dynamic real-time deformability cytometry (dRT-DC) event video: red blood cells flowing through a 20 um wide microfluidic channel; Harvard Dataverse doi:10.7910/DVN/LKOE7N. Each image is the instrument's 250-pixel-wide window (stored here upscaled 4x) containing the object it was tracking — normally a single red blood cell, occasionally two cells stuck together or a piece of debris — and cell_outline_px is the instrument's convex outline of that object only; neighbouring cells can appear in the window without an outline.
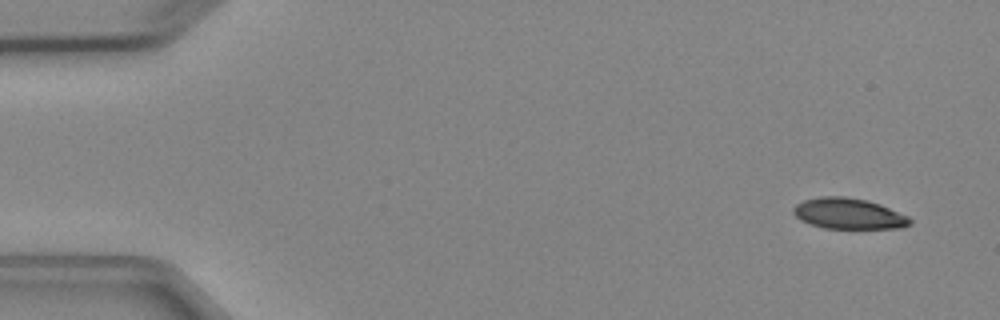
{"species": "Egyptian fruit bat (a non-hibernating species)", "species_latin": "Rousettus aegyptiacus", "temperature_condition": "cold", "stored_images_in_passage": 7, "camera_frame_rate_fps": 3000, "um_per_image_px": 0.085, "animal": {"sex": "female"}, "frame": {"image": 1, "passage_image": 1, "time_ms": 0.0, "image_size_px": [1000, 320], "cell_outline_px": [[912, 224], [900, 228], [824, 228], [800, 220], [792, 212], [792, 208], [796, 204], [804, 200], [820, 196], [844, 196], [868, 200], [880, 204], [908, 216], [912, 220]], "centroid_in_image_um": [72.13, 18.15], "position_along_channel_um": 12.9, "area_um2": 20.98}}